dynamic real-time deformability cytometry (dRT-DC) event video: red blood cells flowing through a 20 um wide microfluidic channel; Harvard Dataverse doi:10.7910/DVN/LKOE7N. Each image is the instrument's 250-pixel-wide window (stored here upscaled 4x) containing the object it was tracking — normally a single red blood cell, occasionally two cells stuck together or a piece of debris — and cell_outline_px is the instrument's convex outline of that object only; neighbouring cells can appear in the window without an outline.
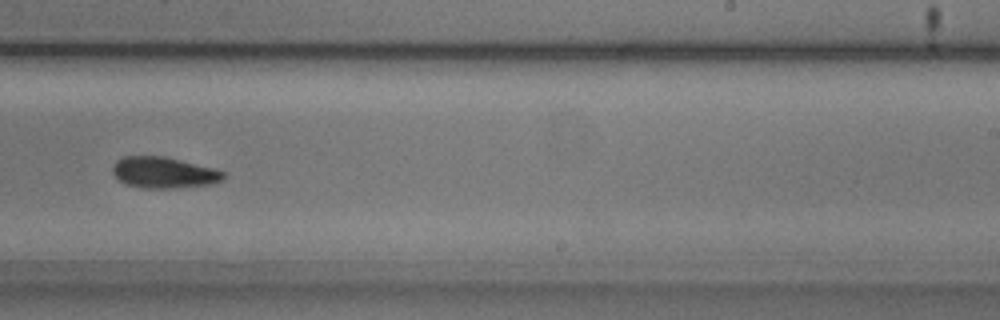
{"species": "common noctule bat (a hibernating species)", "species_latin": "Nyctalus noctula", "temperature_condition": "cold", "stored_images_in_passage": 40, "camera_frame_rate_fps": 3000, "um_per_image_px": 0.085, "animal": {"sex": "male", "body_mass_g": 20.5, "forearm_length_mm": 52.5}, "frame": {"image": 1, "passage_image": 34, "time_ms": 11.0, "image_size_px": [1000, 320], "cell_outline_px": [[224, 180], [212, 184], [172, 188], [144, 188], [124, 184], [112, 172], [112, 168], [116, 160], [124, 156], [164, 156], [216, 168], [224, 172]], "centroid_in_image_um": [13.94, 14.66], "position_along_channel_um": 275.1, "area_um2": 20.23}}